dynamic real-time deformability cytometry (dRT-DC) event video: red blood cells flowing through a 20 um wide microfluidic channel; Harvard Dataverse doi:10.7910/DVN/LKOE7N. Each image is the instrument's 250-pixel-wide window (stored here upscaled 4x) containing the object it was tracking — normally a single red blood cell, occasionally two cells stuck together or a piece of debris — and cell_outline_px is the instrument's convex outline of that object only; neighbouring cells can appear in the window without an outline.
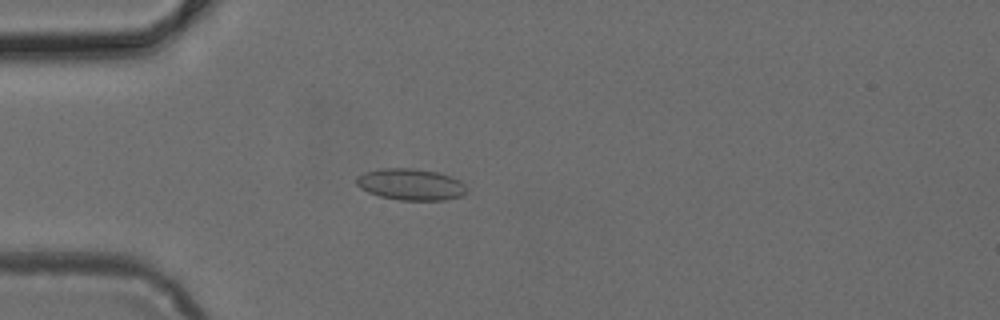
{"species": "common noctule bat (a hibernating species)", "species_latin": "Nyctalus noctula", "temperature_condition": "cold", "stored_images_in_passage": 4, "camera_frame_rate_fps": 3000, "um_per_image_px": 0.085, "animal": {"sex": "female", "body_mass_g": 24.6, "forearm_length_mm": 56.2}, "frame": {"image": 1, "passage_image": 4, "time_ms": 1.0, "image_size_px": [1000, 320], "cell_outline_px": [[468, 192], [464, 196], [444, 200], [400, 200], [380, 196], [368, 192], [360, 188], [356, 184], [356, 180], [364, 172], [380, 168], [412, 168], [440, 172], [452, 176], [460, 180], [468, 188]], "centroid_in_image_um": [34.98, 15.67], "position_along_channel_um": 50.0, "area_um2": 20.52}}